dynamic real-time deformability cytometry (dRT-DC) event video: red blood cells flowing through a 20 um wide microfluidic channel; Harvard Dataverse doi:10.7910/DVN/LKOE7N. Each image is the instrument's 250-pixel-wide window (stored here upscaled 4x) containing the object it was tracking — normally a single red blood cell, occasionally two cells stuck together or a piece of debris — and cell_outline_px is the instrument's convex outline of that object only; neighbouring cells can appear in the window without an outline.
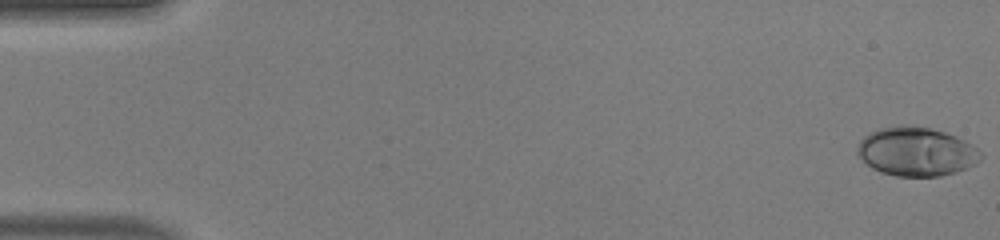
{"species": "human", "species_latin": "Homo sapiens", "temperature_condition": "warm", "stored_images_in_passage": 49, "camera_frame_rate_fps": 3000, "um_per_image_px": 0.085, "donor": {"sex": "male"}, "frame": {"image": 1, "passage_image": 1, "time_ms": 0.0, "image_size_px": [1000, 240], "cell_outline_px": [[984, 156], [976, 164], [956, 172], [940, 176], [896, 176], [880, 172], [872, 168], [856, 152], [856, 144], [864, 136], [880, 128], [928, 128], [944, 132], [956, 136], [972, 144]], "centroid_in_image_um": [77.91, 12.93], "position_along_channel_um": 7.1, "area_um2": 34.45}}
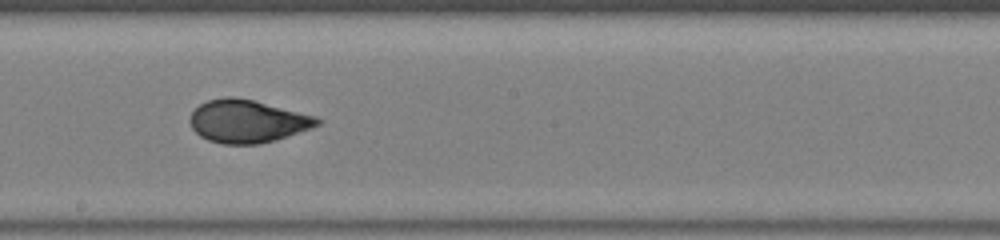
{"frame": {"image": 2, "passage_image": 28, "time_ms": 9.0, "image_size_px": [1000, 240], "cell_outline_px": [[324, 120], [320, 124], [312, 128], [276, 140], [260, 144], [220, 144], [208, 140], [200, 136], [192, 128], [188, 120], [192, 112], [200, 104], [208, 100], [224, 96], [232, 96], [252, 100], [316, 116]], "centroid_in_image_um": [21.03, 10.31], "position_along_channel_um": 227.2, "area_um2": 31.91}}
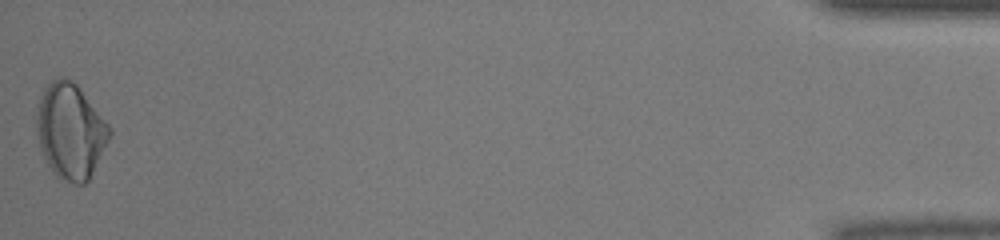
{"frame": {"image": 3, "passage_image": 49, "time_ms": 16.0, "image_size_px": [1000, 240], "cell_outline_px": [[112, 136], [88, 180], [84, 184], [76, 184], [60, 180], [52, 172], [40, 148], [36, 132], [36, 104], [44, 88], [52, 80], [60, 76], [64, 76], [72, 80], [76, 84], [112, 128]], "centroid_in_image_um": [5.97, 11.14], "position_along_channel_um": 429.2, "area_um2": 40.86}, "authors_computed_cell_mechanics": {"area_um2": 32.3102, "velocity_mm_per_s": 4.2483, "shape_relaxation_time_tau1_ms": 4.9584, "shape_relaxation_time_tau2_ms": null, "deformation_change_tau1": 0.2006, "deformation_change_tau2": null}}